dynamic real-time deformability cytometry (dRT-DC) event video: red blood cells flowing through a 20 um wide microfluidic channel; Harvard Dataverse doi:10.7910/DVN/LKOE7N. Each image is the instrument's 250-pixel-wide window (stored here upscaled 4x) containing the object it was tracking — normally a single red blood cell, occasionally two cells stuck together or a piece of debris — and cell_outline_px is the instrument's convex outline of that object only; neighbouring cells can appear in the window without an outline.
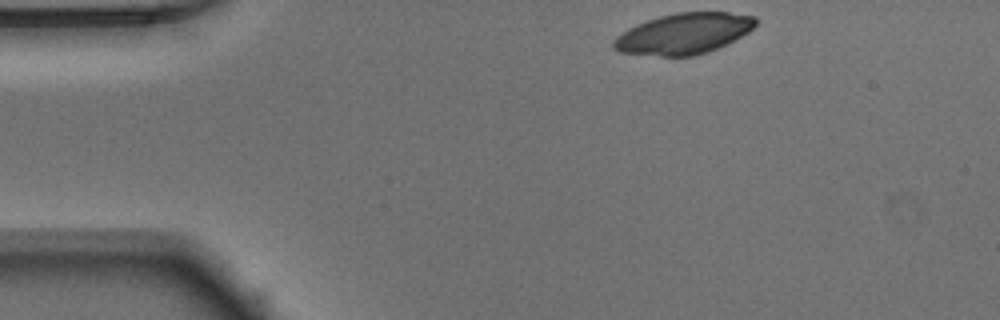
{"species": "Egyptian fruit bat (a non-hibernating species)", "species_latin": "Rousettus aegyptiacus", "temperature_condition": "warm", "stored_images_in_passage": 44, "camera_frame_rate_fps": 3000, "um_per_image_px": 0.085, "animal": {"sex": "male"}, "frame": {"image": 1, "passage_image": 1, "time_ms": 0.0, "image_size_px": [1000, 320], "cell_outline_px": [[756, 24], [748, 32], [708, 52], [692, 56], [660, 56], [620, 52], [612, 48], [612, 40], [616, 36], [628, 28], [636, 24], [660, 16], [676, 12], [728, 12], [756, 16]], "centroid_in_image_um": [58.08, 2.85], "position_along_channel_um": 26.9, "area_um2": 33.64}}
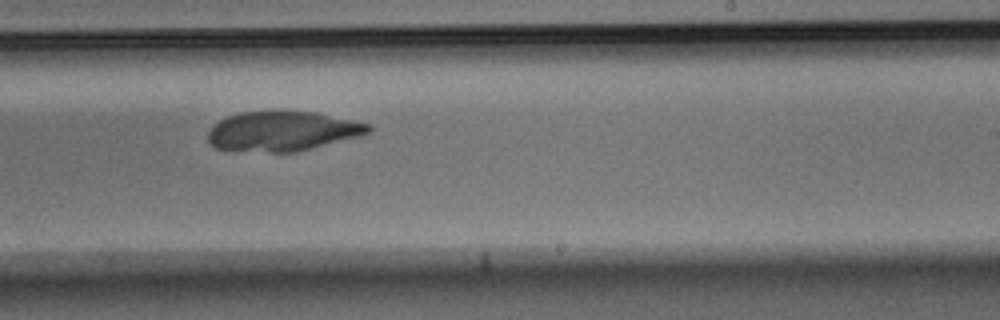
{"frame": {"image": 2, "passage_image": 24, "time_ms": 7.667, "image_size_px": [1000, 320], "cell_outline_px": [[372, 132], [360, 136], [296, 152], [272, 152], [216, 148], [208, 140], [208, 132], [212, 124], [228, 116], [240, 112], [316, 112], [372, 124]], "centroid_in_image_um": [24.05, 11.15], "position_along_channel_um": 264.9, "area_um2": 36.88}}
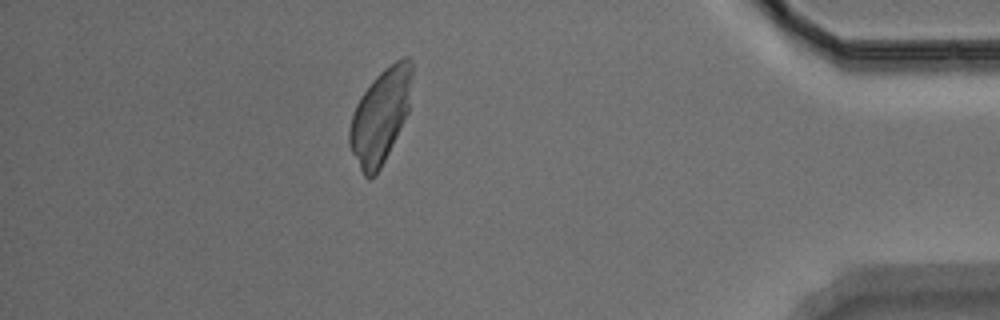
{"frame": {"image": 3, "passage_image": 38, "time_ms": 12.333, "image_size_px": [1000, 320], "cell_outline_px": [[412, 72], [408, 112], [380, 168], [368, 180], [364, 176], [348, 144], [348, 132], [352, 116], [356, 104], [360, 96], [372, 80], [384, 68], [396, 60], [404, 56], [408, 56], [412, 60]], "centroid_in_image_um": [32.32, 9.81], "position_along_channel_um": 402.9, "area_um2": 33.81}}